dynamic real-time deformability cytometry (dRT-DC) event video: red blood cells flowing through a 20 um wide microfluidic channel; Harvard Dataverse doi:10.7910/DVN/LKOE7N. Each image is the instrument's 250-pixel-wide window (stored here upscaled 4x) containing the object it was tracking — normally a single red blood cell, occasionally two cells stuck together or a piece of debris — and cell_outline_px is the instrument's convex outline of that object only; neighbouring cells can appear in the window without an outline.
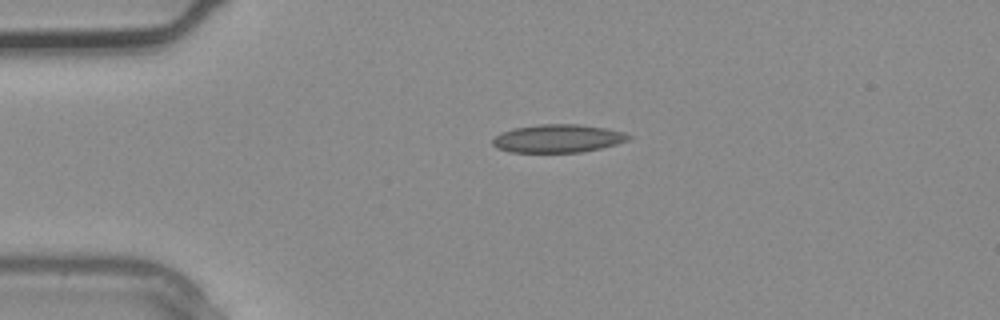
{"species": "common noctule bat (a hibernating species)", "species_latin": "Nyctalus noctula", "temperature_condition": "warm", "stored_images_in_passage": 2, "camera_frame_rate_fps": 3000, "um_per_image_px": 0.085, "animal": {"sex": "male", "body_mass_g": 20.4}, "frame": {"image": 1, "passage_image": 2, "time_ms": 0.333, "image_size_px": [1000, 320], "cell_outline_px": [[632, 136], [628, 140], [616, 144], [600, 148], [580, 152], [508, 152], [496, 148], [492, 144], [492, 140], [500, 132], [512, 128], [536, 124], [580, 124], [604, 128], [624, 132]], "centroid_in_image_um": [47.37, 11.76], "position_along_channel_um": 37.6, "area_um2": 22.37}}